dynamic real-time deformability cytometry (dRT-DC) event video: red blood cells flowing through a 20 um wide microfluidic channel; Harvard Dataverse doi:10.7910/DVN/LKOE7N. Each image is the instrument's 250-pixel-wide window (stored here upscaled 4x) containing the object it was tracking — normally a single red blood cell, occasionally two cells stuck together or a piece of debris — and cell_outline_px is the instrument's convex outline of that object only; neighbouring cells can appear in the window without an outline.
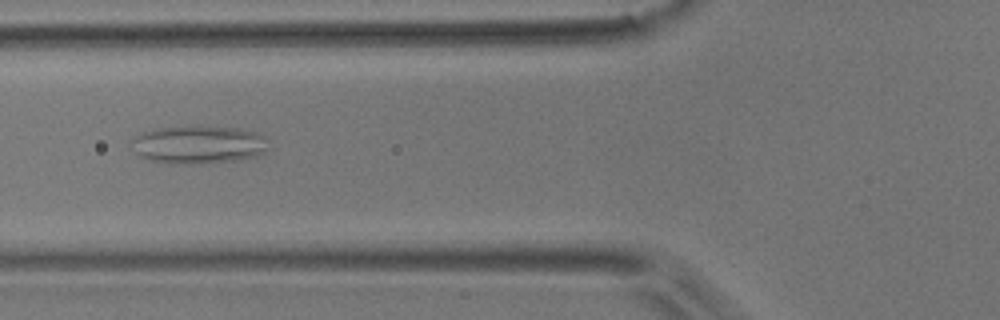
{"species": "common noctule bat (a hibernating species)", "species_latin": "Nyctalus noctula", "temperature_condition": "room temperature", "stored_images_in_passage": 53, "camera_frame_rate_fps": 3000, "um_per_image_px": 0.085, "animal": {"sex": "male", "body_mass_g": 17.9}, "frame": {"image": 1, "passage_image": 20, "time_ms": 6.333, "image_size_px": [1000, 320], "cell_outline_px": [[272, 148], [268, 152], [256, 156], [236, 160], [204, 164], [172, 164], [152, 160], [140, 156], [136, 152], [128, 140], [140, 132], [156, 128], [192, 124], [200, 124], [240, 128], [260, 132], [268, 136]], "centroid_in_image_um": [16.96, 12.25], "position_along_channel_um": 108.8, "area_um2": 32.08}}
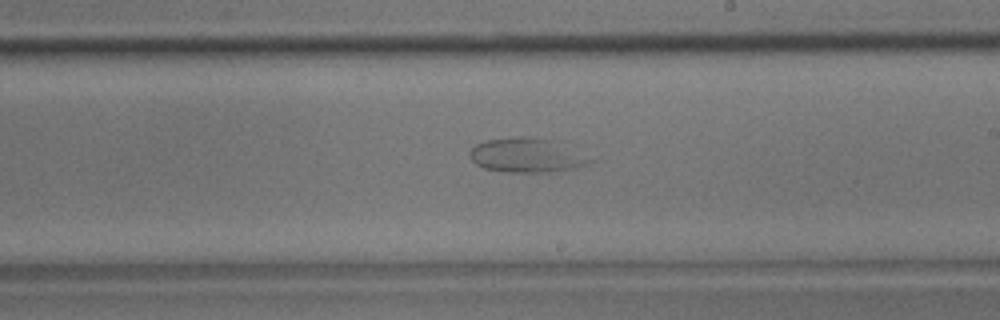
{"frame": {"image": 2, "passage_image": 31, "time_ms": 10.0, "image_size_px": [1000, 320], "cell_outline_px": [[596, 160], [572, 168], [552, 172], [504, 172], [484, 168], [476, 164], [468, 156], [468, 152], [476, 144], [488, 140], [516, 136], [532, 136], [552, 140]], "centroid_in_image_um": [44.71, 13.19], "position_along_channel_um": 244.3, "area_um2": 23.93}}
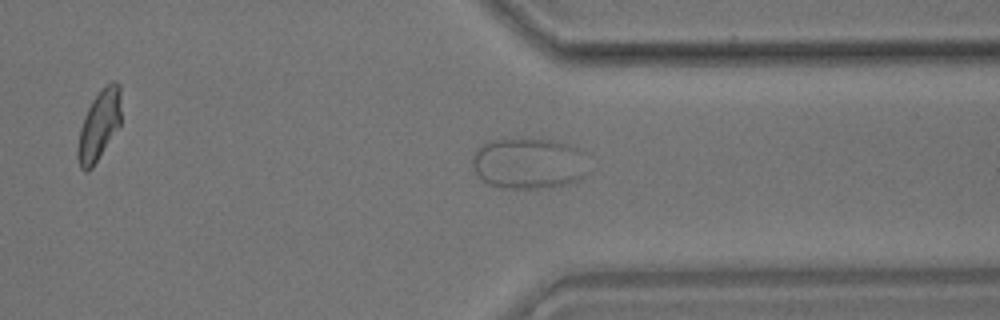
{"frame": {"image": 3, "passage_image": 41, "time_ms": 13.333, "image_size_px": [1000, 320], "cell_outline_px": [[584, 176], [576, 180], [552, 188], [500, 188], [488, 184], [476, 172], [472, 164], [472, 156], [476, 148], [480, 144], [492, 140], [552, 140], [568, 144], [580, 148]], "centroid_in_image_um": [44.85, 13.9], "position_along_channel_um": 366.5, "area_um2": 33.87}}